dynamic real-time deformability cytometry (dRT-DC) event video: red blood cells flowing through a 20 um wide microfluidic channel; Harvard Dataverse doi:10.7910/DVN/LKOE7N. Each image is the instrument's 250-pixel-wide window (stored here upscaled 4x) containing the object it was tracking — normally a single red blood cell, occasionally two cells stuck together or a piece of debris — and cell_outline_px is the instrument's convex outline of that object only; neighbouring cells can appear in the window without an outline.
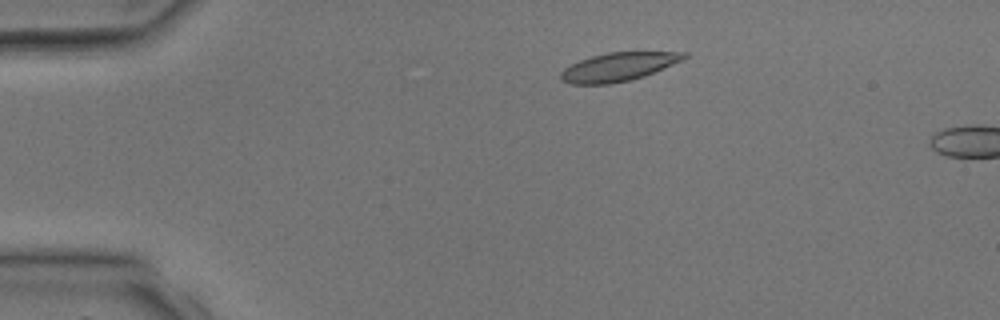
{"species": "common noctule bat (a hibernating species)", "species_latin": "Nyctalus noctula", "temperature_condition": "room temperature", "stored_images_in_passage": 2, "camera_frame_rate_fps": 3000, "um_per_image_px": 0.085, "animal": {"sex": "male", "body_mass_g": 17.9, "forearm_length_mm": 54.2}, "frame": {"image": 1, "passage_image": 2, "time_ms": 1.333, "image_size_px": [1000, 320], "cell_outline_px": [[688, 56], [684, 60], [644, 76], [628, 80], [608, 84], [572, 84], [560, 80], [560, 72], [564, 68], [580, 60], [592, 56], [608, 52], [688, 52]], "centroid_in_image_um": [52.57, 5.68], "position_along_channel_um": 32.4, "area_um2": 20.4}}